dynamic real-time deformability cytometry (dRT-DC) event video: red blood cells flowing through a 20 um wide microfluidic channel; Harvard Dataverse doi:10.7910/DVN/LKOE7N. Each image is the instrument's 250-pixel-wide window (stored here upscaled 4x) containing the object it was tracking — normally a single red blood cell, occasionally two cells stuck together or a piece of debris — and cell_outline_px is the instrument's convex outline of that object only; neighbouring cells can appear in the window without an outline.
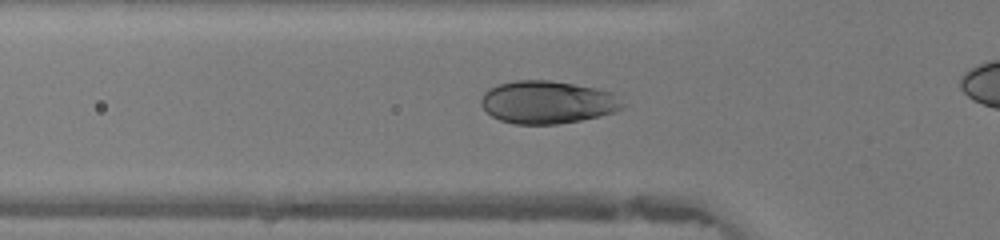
{"species": "human", "species_latin": "Homo sapiens", "temperature_condition": "warm", "stored_images_in_passage": 37, "camera_frame_rate_fps": 3000, "um_per_image_px": 0.085, "donor": {"sex": "female"}, "frame": {"image": 1, "passage_image": 15, "time_ms": 4.667, "image_size_px": [1000, 240], "cell_outline_px": [[624, 108], [616, 112], [600, 116], [580, 120], [556, 124], [516, 124], [500, 120], [492, 116], [480, 104], [480, 100], [484, 92], [500, 84], [516, 80], [548, 80], [596, 88], [612, 92], [624, 104]], "centroid_in_image_um": [46.55, 8.69], "position_along_channel_um": 79.3, "area_um2": 35.08}}
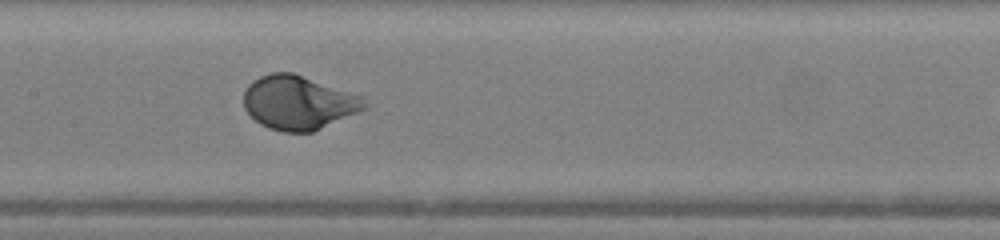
{"frame": {"image": 2, "passage_image": 22, "time_ms": 7.0, "image_size_px": [1000, 240], "cell_outline_px": [[368, 108], [312, 132], [284, 132], [268, 128], [260, 124], [244, 108], [244, 92], [248, 84], [252, 80], [260, 76], [272, 72], [292, 72], [364, 96]], "centroid_in_image_um": [25.38, 8.71], "position_along_channel_um": 182.0, "area_um2": 38.09}}
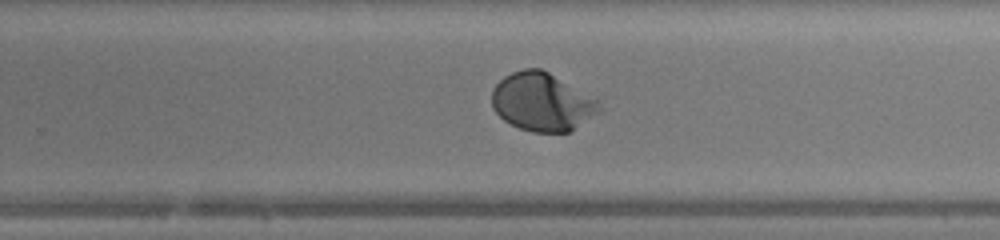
{"frame": {"image": 3, "passage_image": 29, "time_ms": 9.333, "image_size_px": [1000, 240], "cell_outline_px": [[600, 112], [568, 132], [532, 132], [520, 128], [504, 120], [492, 108], [492, 88], [504, 76], [512, 72], [524, 68], [540, 68], [548, 72], [600, 100]], "centroid_in_image_um": [46.07, 8.66], "position_along_channel_um": 283.7, "area_um2": 36.36}}